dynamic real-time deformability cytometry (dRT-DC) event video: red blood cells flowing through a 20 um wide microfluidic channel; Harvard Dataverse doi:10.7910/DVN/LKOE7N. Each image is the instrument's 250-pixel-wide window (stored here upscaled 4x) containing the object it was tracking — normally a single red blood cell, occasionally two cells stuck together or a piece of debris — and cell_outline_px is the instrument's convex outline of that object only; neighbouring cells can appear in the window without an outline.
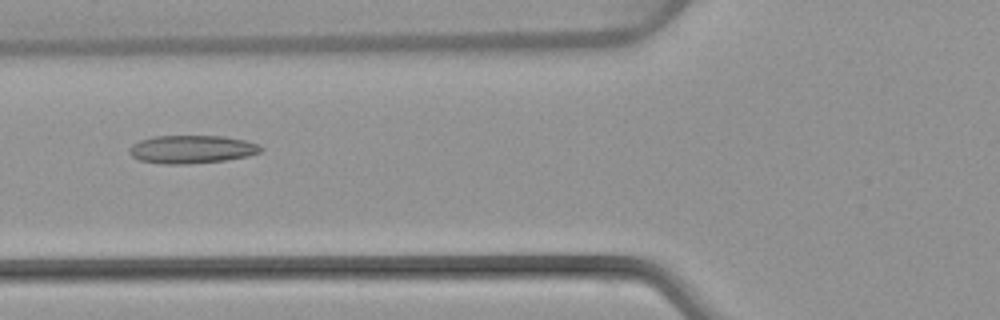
{"species": "common noctule bat (a hibernating species)", "species_latin": "Nyctalus noctula", "temperature_condition": "warm", "stored_images_in_passage": 5, "camera_frame_rate_fps": 3000, "um_per_image_px": 0.085, "animal": {"sex": "female", "body_mass_g": 22.7, "forearm_length_mm": 54.2}, "frame": {"image": 1, "passage_image": 5, "time_ms": 5.667, "image_size_px": [1000, 320], "cell_outline_px": [[264, 148], [260, 152], [248, 156], [224, 160], [188, 164], [164, 164], [140, 160], [132, 156], [128, 152], [128, 148], [132, 144], [140, 140], [152, 136], [224, 136], [244, 140], [260, 144]], "centroid_in_image_um": [16.29, 12.68], "position_along_channel_um": 109.5, "area_um2": 21.62}}